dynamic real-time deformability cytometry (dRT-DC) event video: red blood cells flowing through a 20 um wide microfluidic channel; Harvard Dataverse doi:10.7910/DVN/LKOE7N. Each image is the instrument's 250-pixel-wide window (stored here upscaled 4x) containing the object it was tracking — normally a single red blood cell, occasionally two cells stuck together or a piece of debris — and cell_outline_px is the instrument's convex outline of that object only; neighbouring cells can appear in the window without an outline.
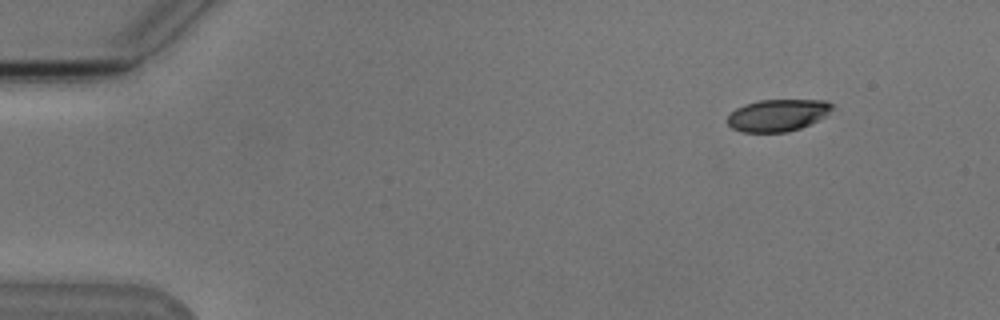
{"species": "Egyptian fruit bat (a non-hibernating species)", "species_latin": "Rousettus aegyptiacus", "temperature_condition": "cold", "stored_images_in_passage": 6, "camera_frame_rate_fps": 3000, "um_per_image_px": 0.085, "animal": {"sex": "male"}, "frame": {"image": 1, "passage_image": 1, "time_ms": 0.0, "image_size_px": [1000, 320], "cell_outline_px": [[836, 104], [824, 116], [800, 128], [788, 132], [744, 132], [732, 128], [728, 124], [728, 116], [736, 108], [744, 104], [760, 100], [828, 100]], "centroid_in_image_um": [66.11, 9.78], "position_along_channel_um": 18.9, "area_um2": 19.42}}
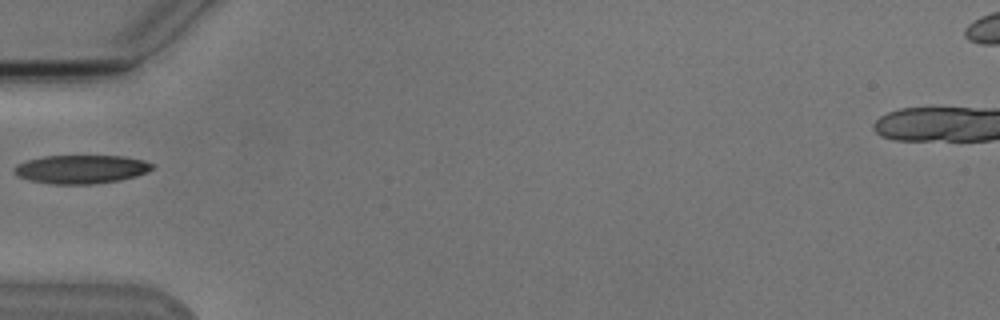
{"frame": {"image": 2, "passage_image": 4, "time_ms": 4.333, "image_size_px": [1000, 320], "cell_outline_px": [[156, 164], [148, 172], [136, 176], [120, 180], [92, 184], [52, 184], [28, 180], [16, 176], [12, 172], [12, 168], [16, 164], [24, 160], [44, 156], [124, 156], [144, 160]], "centroid_in_image_um": [6.85, 14.38], "position_along_channel_um": 78.1, "area_um2": 23.35}}
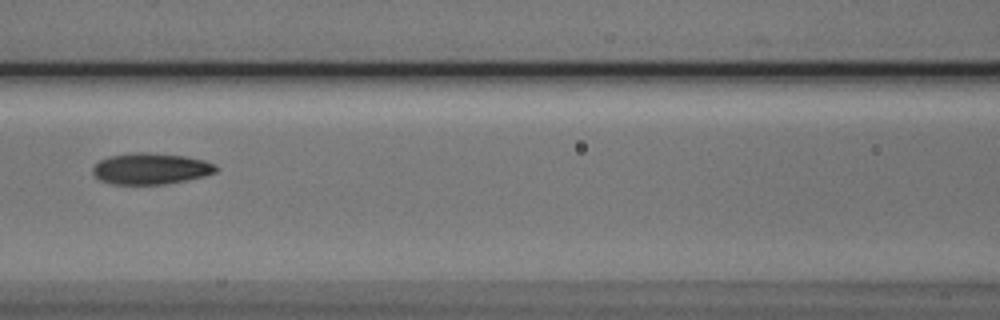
{"frame": {"image": 3, "passage_image": 6, "time_ms": 6.333, "image_size_px": [1000, 320], "cell_outline_px": [[220, 168], [216, 172], [204, 176], [188, 180], [168, 184], [112, 184], [100, 180], [92, 172], [92, 168], [100, 160], [108, 156], [136, 152], [148, 152], [184, 156], [204, 160], [216, 164]], "centroid_in_image_um": [12.85, 14.34], "position_along_channel_um": 153.8, "area_um2": 22.6}}